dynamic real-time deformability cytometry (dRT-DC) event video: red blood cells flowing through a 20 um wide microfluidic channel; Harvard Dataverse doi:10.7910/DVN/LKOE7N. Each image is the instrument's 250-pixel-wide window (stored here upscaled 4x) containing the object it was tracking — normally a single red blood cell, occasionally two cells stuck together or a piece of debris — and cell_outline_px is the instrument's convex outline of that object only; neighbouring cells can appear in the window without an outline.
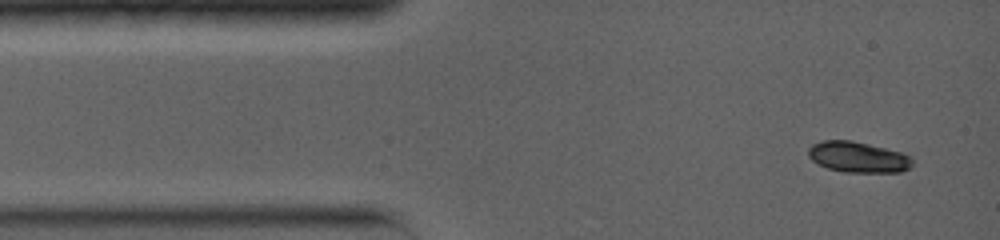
{"species": "common noctule bat (a hibernating species)", "species_latin": "Nyctalus noctula", "temperature_condition": "warm", "stored_images_in_passage": 25, "camera_frame_rate_fps": 5000, "um_per_image_px": 0.085, "animal": {"sex": "female", "body_mass_g": 19.0, "forearm_length_mm": 56.7}, "frame": {"image": 1, "passage_image": 1, "time_ms": 0.0, "image_size_px": [1000, 240], "cell_outline_px": [[912, 164], [908, 168], [900, 172], [844, 172], [828, 168], [812, 160], [808, 156], [808, 148], [812, 144], [820, 140], [852, 140], [900, 152], [908, 156], [912, 160]], "centroid_in_image_um": [72.88, 13.34], "position_along_channel_um": 12.1, "area_um2": 18.5}}
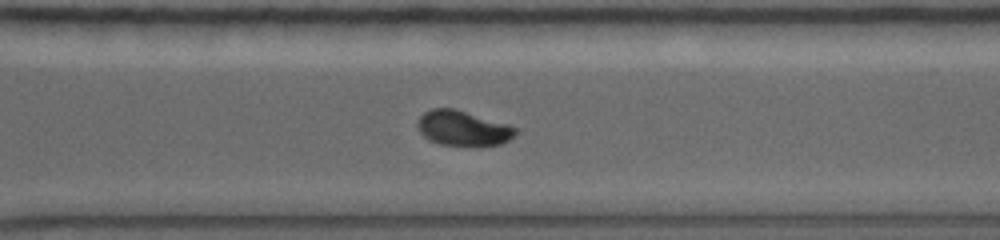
{"frame": {"image": 2, "passage_image": 15, "time_ms": 9.6, "image_size_px": [1000, 240], "cell_outline_px": [[516, 132], [508, 140], [500, 144], [440, 144], [428, 140], [420, 132], [416, 124], [420, 116], [424, 112], [432, 108], [452, 108], [508, 124], [516, 128]], "centroid_in_image_um": [39.29, 10.87], "position_along_channel_um": 331.3, "area_um2": 19.42}}
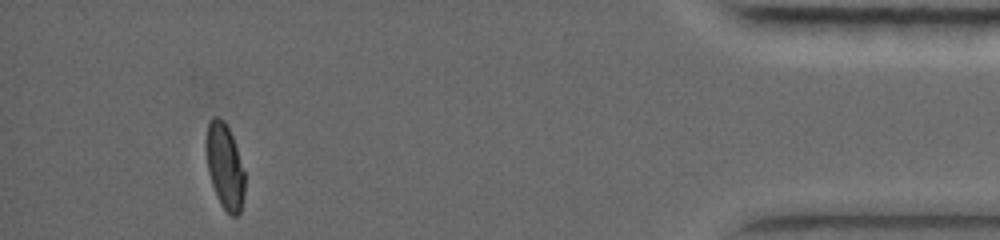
{"frame": {"image": 3, "passage_image": 22, "time_ms": 13.6, "image_size_px": [1000, 240], "cell_outline_px": [[244, 196], [240, 212], [236, 216], [232, 216], [220, 204], [212, 184], [208, 172], [204, 148], [204, 140], [208, 124], [212, 116], [216, 116], [224, 120], [232, 136], [244, 172]], "centroid_in_image_um": [19.07, 14.1], "position_along_channel_um": 416.1, "area_um2": 19.31}, "authors_computed_cell_mechanics": {"area_um2": 19.4208, "velocity_mm_per_s": 3.9334, "shape_relaxation_time_tau1_ms": 3.1757, "shape_relaxation_time_tau2_ms": null, "deformation_change_tau1": 0.1348, "deformation_change_tau2": null}}